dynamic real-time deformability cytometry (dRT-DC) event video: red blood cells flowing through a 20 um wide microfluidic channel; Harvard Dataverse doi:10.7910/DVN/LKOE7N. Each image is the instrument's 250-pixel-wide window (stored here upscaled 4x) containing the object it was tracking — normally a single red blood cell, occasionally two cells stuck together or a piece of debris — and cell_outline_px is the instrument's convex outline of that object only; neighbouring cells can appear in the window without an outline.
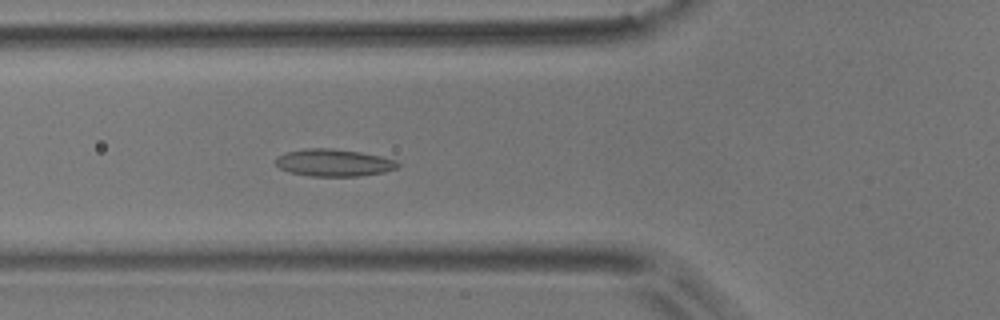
{"species": "common noctule bat (a hibernating species)", "species_latin": "Nyctalus noctula", "temperature_condition": "room temperature", "stored_images_in_passage": 56, "camera_frame_rate_fps": 3000, "um_per_image_px": 0.085, "animal": {"sex": "male", "body_mass_g": 17.9}, "frame": {"image": 1, "passage_image": 20, "time_ms": 6.333, "image_size_px": [1000, 320], "cell_outline_px": [[400, 164], [396, 168], [384, 172], [360, 176], [312, 176], [288, 172], [280, 168], [276, 164], [276, 156], [288, 152], [304, 148], [328, 148], [360, 152], [380, 156], [396, 160]], "centroid_in_image_um": [28.36, 13.83], "position_along_channel_um": 97.4, "area_um2": 19.31}}
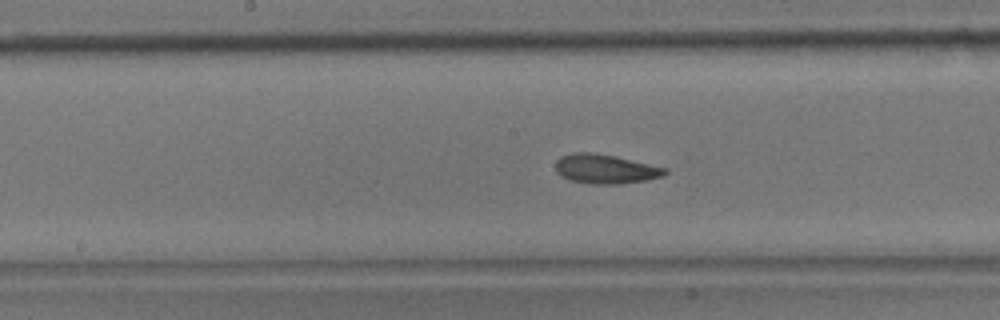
{"frame": {"image": 2, "passage_image": 28, "time_ms": 9.0, "image_size_px": [1000, 320], "cell_outline_px": [[668, 172], [664, 176], [644, 180], [620, 184], [592, 184], [568, 180], [560, 176], [556, 172], [556, 160], [560, 156], [572, 152], [592, 152], [616, 156], [668, 168]], "centroid_in_image_um": [51.44, 14.36], "position_along_channel_um": 196.8, "area_um2": 18.96}}
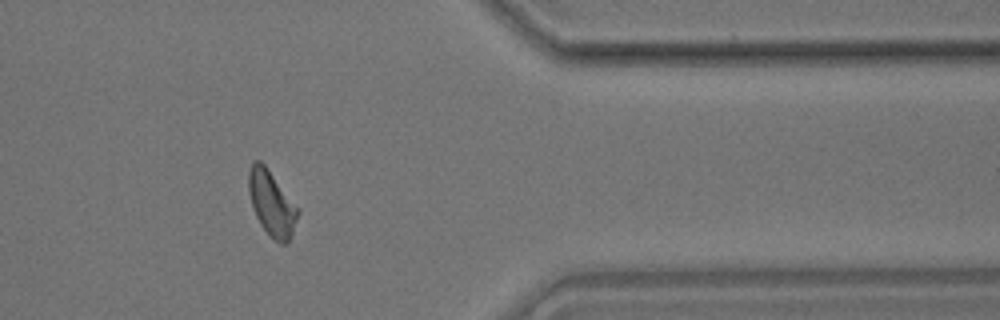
{"frame": {"image": 3, "passage_image": 45, "time_ms": 14.667, "image_size_px": [1000, 320], "cell_outline_px": [[300, 212], [292, 232], [288, 240], [284, 244], [280, 244], [260, 224], [256, 216], [248, 192], [248, 172], [252, 160], [260, 160], [264, 164], [300, 208]], "centroid_in_image_um": [23.09, 17.23], "position_along_channel_um": 388.3, "area_um2": 18.55}, "authors_computed_cell_mechanics": {"area_um2": 18.3804, "velocity_mm_per_s": 3.7068, "shape_relaxation_time_tau1_ms": null, "shape_relaxation_time_tau2_ms": 2.4586, "deformation_change_tau1": null, "deformation_change_tau2": 0.1029}}